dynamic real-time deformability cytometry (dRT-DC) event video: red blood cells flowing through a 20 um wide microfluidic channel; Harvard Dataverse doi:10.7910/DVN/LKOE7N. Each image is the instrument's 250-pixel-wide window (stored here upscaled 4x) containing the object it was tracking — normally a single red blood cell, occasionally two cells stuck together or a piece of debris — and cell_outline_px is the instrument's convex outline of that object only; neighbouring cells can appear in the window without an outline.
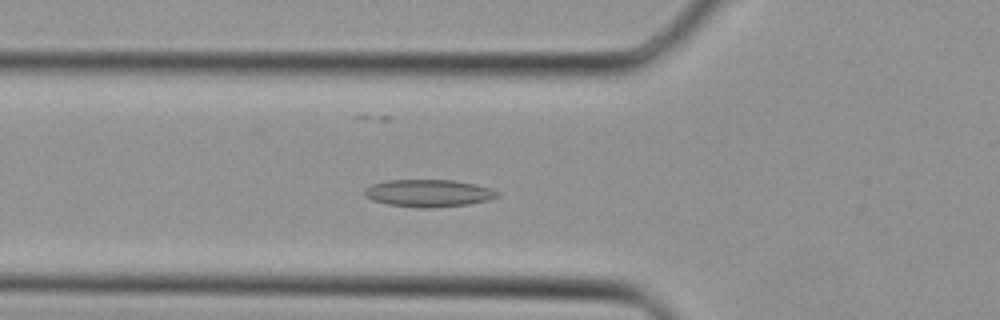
{"species": "Egyptian fruit bat (a non-hibernating species)", "species_latin": "Rousettus aegyptiacus", "temperature_condition": "cold", "stored_images_in_passage": 32, "camera_frame_rate_fps": 3000, "um_per_image_px": 0.085, "animal": {"sex": "female"}, "frame": {"image": 1, "passage_image": 12, "time_ms": 3.667, "image_size_px": [1000, 320], "cell_outline_px": [[500, 196], [488, 200], [468, 204], [432, 208], [424, 208], [388, 204], [372, 200], [364, 192], [364, 188], [372, 184], [388, 180], [456, 180], [492, 188], [500, 192]], "centroid_in_image_um": [36.47, 16.41], "position_along_channel_um": 89.3, "area_um2": 21.15}}
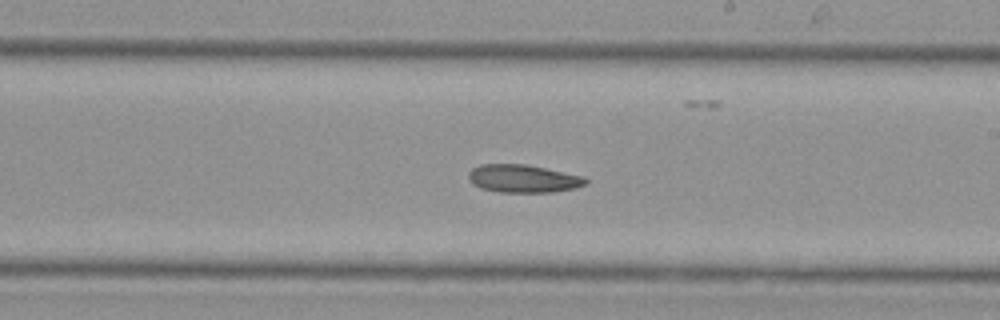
{"frame": {"image": 2, "passage_image": 21, "time_ms": 6.667, "image_size_px": [1000, 320], "cell_outline_px": [[588, 184], [576, 188], [552, 192], [500, 192], [480, 188], [472, 184], [468, 180], [468, 172], [472, 168], [480, 164], [528, 164], [584, 176], [588, 180]], "centroid_in_image_um": [44.47, 15.18], "position_along_channel_um": 244.5, "area_um2": 19.36}}
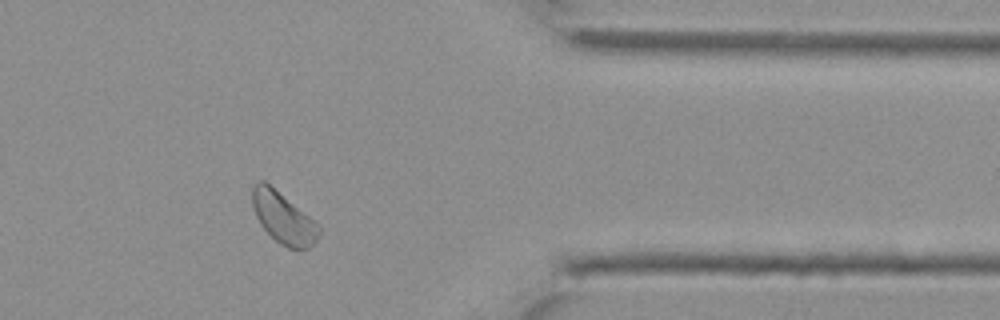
{"frame": {"image": 3, "passage_image": 29, "time_ms": 9.333, "image_size_px": [1000, 320], "cell_outline_px": [[320, 232], [316, 240], [308, 248], [288, 248], [280, 244], [260, 224], [256, 216], [252, 204], [252, 188], [256, 180], [264, 180], [320, 224]], "centroid_in_image_um": [24.08, 18.49], "position_along_channel_um": 387.3, "area_um2": 19.77}}